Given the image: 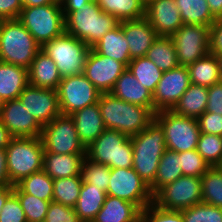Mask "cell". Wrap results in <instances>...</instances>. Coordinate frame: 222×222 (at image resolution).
Listing matches in <instances>:
<instances>
[{
	"label": "cell",
	"instance_id": "6da1fadb",
	"mask_svg": "<svg viewBox=\"0 0 222 222\" xmlns=\"http://www.w3.org/2000/svg\"><path fill=\"white\" fill-rule=\"evenodd\" d=\"M98 106L107 129L132 137L143 131L154 120V112L150 108L131 104L111 93H101Z\"/></svg>",
	"mask_w": 222,
	"mask_h": 222
},
{
	"label": "cell",
	"instance_id": "7a4b0ae2",
	"mask_svg": "<svg viewBox=\"0 0 222 222\" xmlns=\"http://www.w3.org/2000/svg\"><path fill=\"white\" fill-rule=\"evenodd\" d=\"M130 140L133 147L132 167L150 187L155 181L160 159L167 149L164 130L154 119Z\"/></svg>",
	"mask_w": 222,
	"mask_h": 222
},
{
	"label": "cell",
	"instance_id": "3957f363",
	"mask_svg": "<svg viewBox=\"0 0 222 222\" xmlns=\"http://www.w3.org/2000/svg\"><path fill=\"white\" fill-rule=\"evenodd\" d=\"M119 25L120 21L102 11L97 1L82 5L65 18V32L82 40L90 48Z\"/></svg>",
	"mask_w": 222,
	"mask_h": 222
},
{
	"label": "cell",
	"instance_id": "277c9868",
	"mask_svg": "<svg viewBox=\"0 0 222 222\" xmlns=\"http://www.w3.org/2000/svg\"><path fill=\"white\" fill-rule=\"evenodd\" d=\"M40 50L18 19L0 20V61L28 69Z\"/></svg>",
	"mask_w": 222,
	"mask_h": 222
},
{
	"label": "cell",
	"instance_id": "5b68a950",
	"mask_svg": "<svg viewBox=\"0 0 222 222\" xmlns=\"http://www.w3.org/2000/svg\"><path fill=\"white\" fill-rule=\"evenodd\" d=\"M8 177L13 185L43 168L41 137L12 138L6 147Z\"/></svg>",
	"mask_w": 222,
	"mask_h": 222
},
{
	"label": "cell",
	"instance_id": "8992f818",
	"mask_svg": "<svg viewBox=\"0 0 222 222\" xmlns=\"http://www.w3.org/2000/svg\"><path fill=\"white\" fill-rule=\"evenodd\" d=\"M86 157L112 168H132L133 147L130 137L114 129H105L86 148Z\"/></svg>",
	"mask_w": 222,
	"mask_h": 222
},
{
	"label": "cell",
	"instance_id": "52a82bcc",
	"mask_svg": "<svg viewBox=\"0 0 222 222\" xmlns=\"http://www.w3.org/2000/svg\"><path fill=\"white\" fill-rule=\"evenodd\" d=\"M18 20L41 47L65 32V17L62 6L54 3L23 7Z\"/></svg>",
	"mask_w": 222,
	"mask_h": 222
},
{
	"label": "cell",
	"instance_id": "ba28073f",
	"mask_svg": "<svg viewBox=\"0 0 222 222\" xmlns=\"http://www.w3.org/2000/svg\"><path fill=\"white\" fill-rule=\"evenodd\" d=\"M41 49L55 62L63 78L84 73L86 58L91 48L82 40L63 32L44 44Z\"/></svg>",
	"mask_w": 222,
	"mask_h": 222
},
{
	"label": "cell",
	"instance_id": "9c48e42d",
	"mask_svg": "<svg viewBox=\"0 0 222 222\" xmlns=\"http://www.w3.org/2000/svg\"><path fill=\"white\" fill-rule=\"evenodd\" d=\"M154 119L164 130L166 148L174 152L196 150L200 136L195 118L179 115L172 110H162L154 114Z\"/></svg>",
	"mask_w": 222,
	"mask_h": 222
},
{
	"label": "cell",
	"instance_id": "30bf717a",
	"mask_svg": "<svg viewBox=\"0 0 222 222\" xmlns=\"http://www.w3.org/2000/svg\"><path fill=\"white\" fill-rule=\"evenodd\" d=\"M41 140L44 153L86 154V148L78 137L73 118L60 114L43 126Z\"/></svg>",
	"mask_w": 222,
	"mask_h": 222
},
{
	"label": "cell",
	"instance_id": "8fae6325",
	"mask_svg": "<svg viewBox=\"0 0 222 222\" xmlns=\"http://www.w3.org/2000/svg\"><path fill=\"white\" fill-rule=\"evenodd\" d=\"M201 202V177L181 176L153 195V203L166 210L181 211Z\"/></svg>",
	"mask_w": 222,
	"mask_h": 222
},
{
	"label": "cell",
	"instance_id": "7c38bea8",
	"mask_svg": "<svg viewBox=\"0 0 222 222\" xmlns=\"http://www.w3.org/2000/svg\"><path fill=\"white\" fill-rule=\"evenodd\" d=\"M60 113L75 111L98 103L101 93L84 74L63 77L56 89Z\"/></svg>",
	"mask_w": 222,
	"mask_h": 222
},
{
	"label": "cell",
	"instance_id": "4fadbf2b",
	"mask_svg": "<svg viewBox=\"0 0 222 222\" xmlns=\"http://www.w3.org/2000/svg\"><path fill=\"white\" fill-rule=\"evenodd\" d=\"M107 195L137 205L142 211L153 203V194L134 168H112Z\"/></svg>",
	"mask_w": 222,
	"mask_h": 222
},
{
	"label": "cell",
	"instance_id": "5bb4252c",
	"mask_svg": "<svg viewBox=\"0 0 222 222\" xmlns=\"http://www.w3.org/2000/svg\"><path fill=\"white\" fill-rule=\"evenodd\" d=\"M211 26L183 24L170 37L180 66H188L210 52Z\"/></svg>",
	"mask_w": 222,
	"mask_h": 222
},
{
	"label": "cell",
	"instance_id": "9a60e30c",
	"mask_svg": "<svg viewBox=\"0 0 222 222\" xmlns=\"http://www.w3.org/2000/svg\"><path fill=\"white\" fill-rule=\"evenodd\" d=\"M190 84L187 66L179 65L177 68L163 72L153 93L154 113L172 110Z\"/></svg>",
	"mask_w": 222,
	"mask_h": 222
},
{
	"label": "cell",
	"instance_id": "2e32d148",
	"mask_svg": "<svg viewBox=\"0 0 222 222\" xmlns=\"http://www.w3.org/2000/svg\"><path fill=\"white\" fill-rule=\"evenodd\" d=\"M126 69L127 67L123 63L102 56L91 48L86 58L83 74L100 93H110L116 80Z\"/></svg>",
	"mask_w": 222,
	"mask_h": 222
},
{
	"label": "cell",
	"instance_id": "e0dca14e",
	"mask_svg": "<svg viewBox=\"0 0 222 222\" xmlns=\"http://www.w3.org/2000/svg\"><path fill=\"white\" fill-rule=\"evenodd\" d=\"M18 99L42 126L61 114L55 89L28 84Z\"/></svg>",
	"mask_w": 222,
	"mask_h": 222
},
{
	"label": "cell",
	"instance_id": "ac0fdd59",
	"mask_svg": "<svg viewBox=\"0 0 222 222\" xmlns=\"http://www.w3.org/2000/svg\"><path fill=\"white\" fill-rule=\"evenodd\" d=\"M0 120L13 138L41 136L43 126L30 115L19 99L3 102Z\"/></svg>",
	"mask_w": 222,
	"mask_h": 222
},
{
	"label": "cell",
	"instance_id": "d6986e66",
	"mask_svg": "<svg viewBox=\"0 0 222 222\" xmlns=\"http://www.w3.org/2000/svg\"><path fill=\"white\" fill-rule=\"evenodd\" d=\"M145 17L159 36H171L183 25L175 0H149Z\"/></svg>",
	"mask_w": 222,
	"mask_h": 222
},
{
	"label": "cell",
	"instance_id": "ffe728a7",
	"mask_svg": "<svg viewBox=\"0 0 222 222\" xmlns=\"http://www.w3.org/2000/svg\"><path fill=\"white\" fill-rule=\"evenodd\" d=\"M121 28L128 42L131 59L145 57L159 36L146 17L121 21Z\"/></svg>",
	"mask_w": 222,
	"mask_h": 222
},
{
	"label": "cell",
	"instance_id": "44dd1931",
	"mask_svg": "<svg viewBox=\"0 0 222 222\" xmlns=\"http://www.w3.org/2000/svg\"><path fill=\"white\" fill-rule=\"evenodd\" d=\"M110 93L125 102L150 108L154 112L153 94L137 81L128 68L116 80Z\"/></svg>",
	"mask_w": 222,
	"mask_h": 222
},
{
	"label": "cell",
	"instance_id": "7402d4cb",
	"mask_svg": "<svg viewBox=\"0 0 222 222\" xmlns=\"http://www.w3.org/2000/svg\"><path fill=\"white\" fill-rule=\"evenodd\" d=\"M73 118L79 140L87 148L106 129L98 103L75 111Z\"/></svg>",
	"mask_w": 222,
	"mask_h": 222
},
{
	"label": "cell",
	"instance_id": "603a6c76",
	"mask_svg": "<svg viewBox=\"0 0 222 222\" xmlns=\"http://www.w3.org/2000/svg\"><path fill=\"white\" fill-rule=\"evenodd\" d=\"M141 220L142 210L137 205L107 195L92 222H141Z\"/></svg>",
	"mask_w": 222,
	"mask_h": 222
},
{
	"label": "cell",
	"instance_id": "cb8c5ba5",
	"mask_svg": "<svg viewBox=\"0 0 222 222\" xmlns=\"http://www.w3.org/2000/svg\"><path fill=\"white\" fill-rule=\"evenodd\" d=\"M61 80L55 62L41 49L28 68L29 84L56 90Z\"/></svg>",
	"mask_w": 222,
	"mask_h": 222
},
{
	"label": "cell",
	"instance_id": "d4e9b609",
	"mask_svg": "<svg viewBox=\"0 0 222 222\" xmlns=\"http://www.w3.org/2000/svg\"><path fill=\"white\" fill-rule=\"evenodd\" d=\"M28 84V69L0 61V99L3 102L18 99Z\"/></svg>",
	"mask_w": 222,
	"mask_h": 222
},
{
	"label": "cell",
	"instance_id": "484cf974",
	"mask_svg": "<svg viewBox=\"0 0 222 222\" xmlns=\"http://www.w3.org/2000/svg\"><path fill=\"white\" fill-rule=\"evenodd\" d=\"M86 154L44 153L43 170L53 179L80 175Z\"/></svg>",
	"mask_w": 222,
	"mask_h": 222
},
{
	"label": "cell",
	"instance_id": "4316f807",
	"mask_svg": "<svg viewBox=\"0 0 222 222\" xmlns=\"http://www.w3.org/2000/svg\"><path fill=\"white\" fill-rule=\"evenodd\" d=\"M98 54L113 58L128 67L130 61L128 42L124 37L121 28V22L118 27L108 31L99 41L92 47Z\"/></svg>",
	"mask_w": 222,
	"mask_h": 222
},
{
	"label": "cell",
	"instance_id": "83f0119b",
	"mask_svg": "<svg viewBox=\"0 0 222 222\" xmlns=\"http://www.w3.org/2000/svg\"><path fill=\"white\" fill-rule=\"evenodd\" d=\"M107 193L94 184L83 183L79 198L74 207L82 222H92L105 202Z\"/></svg>",
	"mask_w": 222,
	"mask_h": 222
},
{
	"label": "cell",
	"instance_id": "f1b7e54d",
	"mask_svg": "<svg viewBox=\"0 0 222 222\" xmlns=\"http://www.w3.org/2000/svg\"><path fill=\"white\" fill-rule=\"evenodd\" d=\"M207 101L208 87L191 83L172 111L198 119L206 111Z\"/></svg>",
	"mask_w": 222,
	"mask_h": 222
},
{
	"label": "cell",
	"instance_id": "f546056e",
	"mask_svg": "<svg viewBox=\"0 0 222 222\" xmlns=\"http://www.w3.org/2000/svg\"><path fill=\"white\" fill-rule=\"evenodd\" d=\"M187 68L192 84L211 87L220 82V65L216 55L208 53Z\"/></svg>",
	"mask_w": 222,
	"mask_h": 222
},
{
	"label": "cell",
	"instance_id": "4dcf8cb0",
	"mask_svg": "<svg viewBox=\"0 0 222 222\" xmlns=\"http://www.w3.org/2000/svg\"><path fill=\"white\" fill-rule=\"evenodd\" d=\"M102 11L115 16L120 22L145 17L143 0H96Z\"/></svg>",
	"mask_w": 222,
	"mask_h": 222
},
{
	"label": "cell",
	"instance_id": "1f68e13d",
	"mask_svg": "<svg viewBox=\"0 0 222 222\" xmlns=\"http://www.w3.org/2000/svg\"><path fill=\"white\" fill-rule=\"evenodd\" d=\"M183 24L211 26L217 19L207 0H175Z\"/></svg>",
	"mask_w": 222,
	"mask_h": 222
},
{
	"label": "cell",
	"instance_id": "d6a6232c",
	"mask_svg": "<svg viewBox=\"0 0 222 222\" xmlns=\"http://www.w3.org/2000/svg\"><path fill=\"white\" fill-rule=\"evenodd\" d=\"M145 57L150 59L162 72L179 66L176 50L170 36H158Z\"/></svg>",
	"mask_w": 222,
	"mask_h": 222
},
{
	"label": "cell",
	"instance_id": "836d02e7",
	"mask_svg": "<svg viewBox=\"0 0 222 222\" xmlns=\"http://www.w3.org/2000/svg\"><path fill=\"white\" fill-rule=\"evenodd\" d=\"M183 176L180 164V152L166 149L160 159L154 183L150 191L154 195L164 185Z\"/></svg>",
	"mask_w": 222,
	"mask_h": 222
},
{
	"label": "cell",
	"instance_id": "e575fe53",
	"mask_svg": "<svg viewBox=\"0 0 222 222\" xmlns=\"http://www.w3.org/2000/svg\"><path fill=\"white\" fill-rule=\"evenodd\" d=\"M128 70L143 87L152 94L162 78L163 72L147 57H137L130 61Z\"/></svg>",
	"mask_w": 222,
	"mask_h": 222
},
{
	"label": "cell",
	"instance_id": "d590c367",
	"mask_svg": "<svg viewBox=\"0 0 222 222\" xmlns=\"http://www.w3.org/2000/svg\"><path fill=\"white\" fill-rule=\"evenodd\" d=\"M80 175L53 180V202L75 207L82 187Z\"/></svg>",
	"mask_w": 222,
	"mask_h": 222
},
{
	"label": "cell",
	"instance_id": "8d00e7d4",
	"mask_svg": "<svg viewBox=\"0 0 222 222\" xmlns=\"http://www.w3.org/2000/svg\"><path fill=\"white\" fill-rule=\"evenodd\" d=\"M24 193L34 195L39 199L52 201L53 179L42 169L23 178L16 184Z\"/></svg>",
	"mask_w": 222,
	"mask_h": 222
},
{
	"label": "cell",
	"instance_id": "74e56055",
	"mask_svg": "<svg viewBox=\"0 0 222 222\" xmlns=\"http://www.w3.org/2000/svg\"><path fill=\"white\" fill-rule=\"evenodd\" d=\"M201 180L202 202L222 208V166L210 167Z\"/></svg>",
	"mask_w": 222,
	"mask_h": 222
},
{
	"label": "cell",
	"instance_id": "f35d334b",
	"mask_svg": "<svg viewBox=\"0 0 222 222\" xmlns=\"http://www.w3.org/2000/svg\"><path fill=\"white\" fill-rule=\"evenodd\" d=\"M13 193L18 197L24 210L27 222H44L49 205L52 201L24 193L17 185L13 186Z\"/></svg>",
	"mask_w": 222,
	"mask_h": 222
},
{
	"label": "cell",
	"instance_id": "ab89813d",
	"mask_svg": "<svg viewBox=\"0 0 222 222\" xmlns=\"http://www.w3.org/2000/svg\"><path fill=\"white\" fill-rule=\"evenodd\" d=\"M110 172L109 166L94 162L85 156L81 165L80 176L83 183L94 184L97 188L107 192Z\"/></svg>",
	"mask_w": 222,
	"mask_h": 222
},
{
	"label": "cell",
	"instance_id": "60d3db41",
	"mask_svg": "<svg viewBox=\"0 0 222 222\" xmlns=\"http://www.w3.org/2000/svg\"><path fill=\"white\" fill-rule=\"evenodd\" d=\"M196 150L210 167L222 166V136L200 133Z\"/></svg>",
	"mask_w": 222,
	"mask_h": 222
},
{
	"label": "cell",
	"instance_id": "b9f144b4",
	"mask_svg": "<svg viewBox=\"0 0 222 222\" xmlns=\"http://www.w3.org/2000/svg\"><path fill=\"white\" fill-rule=\"evenodd\" d=\"M184 222H222V208L201 202L181 210Z\"/></svg>",
	"mask_w": 222,
	"mask_h": 222
},
{
	"label": "cell",
	"instance_id": "7bdbcfd3",
	"mask_svg": "<svg viewBox=\"0 0 222 222\" xmlns=\"http://www.w3.org/2000/svg\"><path fill=\"white\" fill-rule=\"evenodd\" d=\"M180 164L183 176L201 177L210 168L197 150L180 152Z\"/></svg>",
	"mask_w": 222,
	"mask_h": 222
},
{
	"label": "cell",
	"instance_id": "ee69618b",
	"mask_svg": "<svg viewBox=\"0 0 222 222\" xmlns=\"http://www.w3.org/2000/svg\"><path fill=\"white\" fill-rule=\"evenodd\" d=\"M141 222H184L181 211L166 210L154 203L142 211Z\"/></svg>",
	"mask_w": 222,
	"mask_h": 222
},
{
	"label": "cell",
	"instance_id": "f6af8a7d",
	"mask_svg": "<svg viewBox=\"0 0 222 222\" xmlns=\"http://www.w3.org/2000/svg\"><path fill=\"white\" fill-rule=\"evenodd\" d=\"M44 222H82L73 207L51 202Z\"/></svg>",
	"mask_w": 222,
	"mask_h": 222
},
{
	"label": "cell",
	"instance_id": "bcb514c9",
	"mask_svg": "<svg viewBox=\"0 0 222 222\" xmlns=\"http://www.w3.org/2000/svg\"><path fill=\"white\" fill-rule=\"evenodd\" d=\"M0 222H27L21 203L14 193L2 207Z\"/></svg>",
	"mask_w": 222,
	"mask_h": 222
},
{
	"label": "cell",
	"instance_id": "7dc6e473",
	"mask_svg": "<svg viewBox=\"0 0 222 222\" xmlns=\"http://www.w3.org/2000/svg\"><path fill=\"white\" fill-rule=\"evenodd\" d=\"M200 133L222 136V116L204 112L198 119Z\"/></svg>",
	"mask_w": 222,
	"mask_h": 222
},
{
	"label": "cell",
	"instance_id": "c3c4849f",
	"mask_svg": "<svg viewBox=\"0 0 222 222\" xmlns=\"http://www.w3.org/2000/svg\"><path fill=\"white\" fill-rule=\"evenodd\" d=\"M205 112H211L222 116V83L208 87V101Z\"/></svg>",
	"mask_w": 222,
	"mask_h": 222
},
{
	"label": "cell",
	"instance_id": "681fc988",
	"mask_svg": "<svg viewBox=\"0 0 222 222\" xmlns=\"http://www.w3.org/2000/svg\"><path fill=\"white\" fill-rule=\"evenodd\" d=\"M22 8L21 0H0V20L18 19Z\"/></svg>",
	"mask_w": 222,
	"mask_h": 222
},
{
	"label": "cell",
	"instance_id": "f907efd6",
	"mask_svg": "<svg viewBox=\"0 0 222 222\" xmlns=\"http://www.w3.org/2000/svg\"><path fill=\"white\" fill-rule=\"evenodd\" d=\"M209 53L213 55L222 53V17L211 25Z\"/></svg>",
	"mask_w": 222,
	"mask_h": 222
},
{
	"label": "cell",
	"instance_id": "816d5d0a",
	"mask_svg": "<svg viewBox=\"0 0 222 222\" xmlns=\"http://www.w3.org/2000/svg\"><path fill=\"white\" fill-rule=\"evenodd\" d=\"M0 186H14L8 177L6 148L0 149Z\"/></svg>",
	"mask_w": 222,
	"mask_h": 222
},
{
	"label": "cell",
	"instance_id": "f5cc1de1",
	"mask_svg": "<svg viewBox=\"0 0 222 222\" xmlns=\"http://www.w3.org/2000/svg\"><path fill=\"white\" fill-rule=\"evenodd\" d=\"M95 0H67L62 6L64 17L66 18L71 12L79 9L82 5L92 3Z\"/></svg>",
	"mask_w": 222,
	"mask_h": 222
},
{
	"label": "cell",
	"instance_id": "db71d44e",
	"mask_svg": "<svg viewBox=\"0 0 222 222\" xmlns=\"http://www.w3.org/2000/svg\"><path fill=\"white\" fill-rule=\"evenodd\" d=\"M13 137L0 120V149L6 148Z\"/></svg>",
	"mask_w": 222,
	"mask_h": 222
},
{
	"label": "cell",
	"instance_id": "11a10c76",
	"mask_svg": "<svg viewBox=\"0 0 222 222\" xmlns=\"http://www.w3.org/2000/svg\"><path fill=\"white\" fill-rule=\"evenodd\" d=\"M212 15L218 19L222 17V0H207Z\"/></svg>",
	"mask_w": 222,
	"mask_h": 222
},
{
	"label": "cell",
	"instance_id": "9f6ffc18",
	"mask_svg": "<svg viewBox=\"0 0 222 222\" xmlns=\"http://www.w3.org/2000/svg\"><path fill=\"white\" fill-rule=\"evenodd\" d=\"M13 194V186H0V212L7 199Z\"/></svg>",
	"mask_w": 222,
	"mask_h": 222
},
{
	"label": "cell",
	"instance_id": "6f0895ef",
	"mask_svg": "<svg viewBox=\"0 0 222 222\" xmlns=\"http://www.w3.org/2000/svg\"><path fill=\"white\" fill-rule=\"evenodd\" d=\"M23 7L43 6L53 4L52 0H21Z\"/></svg>",
	"mask_w": 222,
	"mask_h": 222
},
{
	"label": "cell",
	"instance_id": "680465c9",
	"mask_svg": "<svg viewBox=\"0 0 222 222\" xmlns=\"http://www.w3.org/2000/svg\"><path fill=\"white\" fill-rule=\"evenodd\" d=\"M220 65V83H222V53L216 54Z\"/></svg>",
	"mask_w": 222,
	"mask_h": 222
},
{
	"label": "cell",
	"instance_id": "91938a15",
	"mask_svg": "<svg viewBox=\"0 0 222 222\" xmlns=\"http://www.w3.org/2000/svg\"><path fill=\"white\" fill-rule=\"evenodd\" d=\"M52 1L54 4H57L59 6H63L67 0H52Z\"/></svg>",
	"mask_w": 222,
	"mask_h": 222
},
{
	"label": "cell",
	"instance_id": "94428289",
	"mask_svg": "<svg viewBox=\"0 0 222 222\" xmlns=\"http://www.w3.org/2000/svg\"><path fill=\"white\" fill-rule=\"evenodd\" d=\"M2 106H3V101L0 99V111H1Z\"/></svg>",
	"mask_w": 222,
	"mask_h": 222
}]
</instances>
